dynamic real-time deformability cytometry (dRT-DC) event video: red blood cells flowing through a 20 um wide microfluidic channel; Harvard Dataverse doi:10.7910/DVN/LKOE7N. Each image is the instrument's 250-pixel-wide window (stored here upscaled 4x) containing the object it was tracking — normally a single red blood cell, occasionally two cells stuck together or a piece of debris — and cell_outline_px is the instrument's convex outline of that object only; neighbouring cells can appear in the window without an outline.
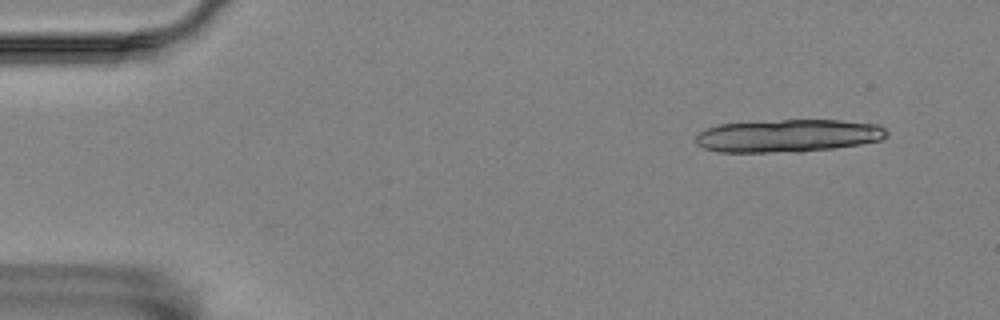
{"species": "Egyptian fruit bat (a non-hibernating species)", "species_latin": "Rousettus aegyptiacus", "temperature_condition": "room temperature", "stored_images_in_passage": 14, "camera_frame_rate_fps": 3000, "um_per_image_px": 0.085, "animal": {"sex": "female"}, "frame": {"image": 1, "passage_image": 1, "time_ms": 0.0, "image_size_px": [1000, 320], "cell_outline_px": [[888, 136], [880, 140], [860, 144], [832, 148], [800, 152], [720, 152], [704, 148], [696, 144], [696, 136], [700, 132], [708, 128], [720, 124], [780, 120], [840, 120], [876, 124], [884, 128], [888, 132]], "centroid_in_image_um": [67.0, 11.54], "position_along_channel_um": 18.0, "area_um2": 36.36}}